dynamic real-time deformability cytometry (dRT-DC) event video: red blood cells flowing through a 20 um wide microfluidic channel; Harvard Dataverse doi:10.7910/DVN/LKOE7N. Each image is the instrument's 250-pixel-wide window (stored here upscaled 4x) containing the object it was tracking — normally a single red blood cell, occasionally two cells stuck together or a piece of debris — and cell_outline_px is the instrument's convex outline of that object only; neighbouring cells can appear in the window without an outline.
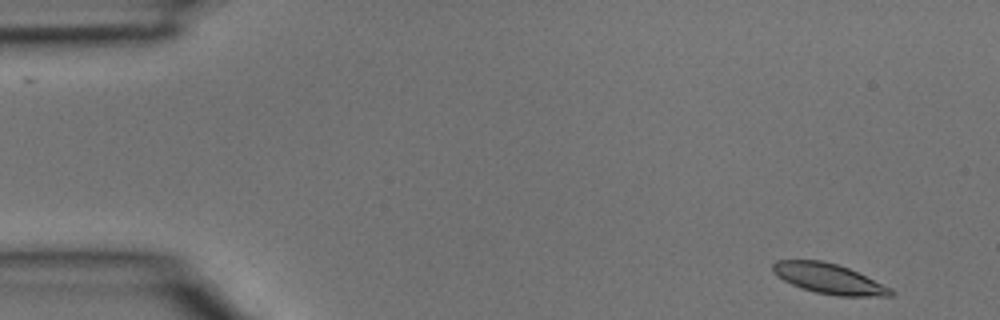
{"species": "common noctule bat (a hibernating species)", "species_latin": "Nyctalus noctula", "temperature_condition": "room temperature", "stored_images_in_passage": 4, "camera_frame_rate_fps": 3000, "um_per_image_px": 0.085, "animal": {"sex": "male", "body_mass_g": 15.6}, "frame": {"image": 1, "passage_image": 1, "time_ms": 0.0, "image_size_px": [1000, 320], "cell_outline_px": [[896, 292], [892, 296], [836, 296], [816, 292], [792, 284], [784, 280], [772, 272], [772, 264], [776, 260], [820, 260], [836, 264], [848, 268], [892, 288]], "centroid_in_image_um": [70.47, 23.69], "position_along_channel_um": 14.5, "area_um2": 20.58}}